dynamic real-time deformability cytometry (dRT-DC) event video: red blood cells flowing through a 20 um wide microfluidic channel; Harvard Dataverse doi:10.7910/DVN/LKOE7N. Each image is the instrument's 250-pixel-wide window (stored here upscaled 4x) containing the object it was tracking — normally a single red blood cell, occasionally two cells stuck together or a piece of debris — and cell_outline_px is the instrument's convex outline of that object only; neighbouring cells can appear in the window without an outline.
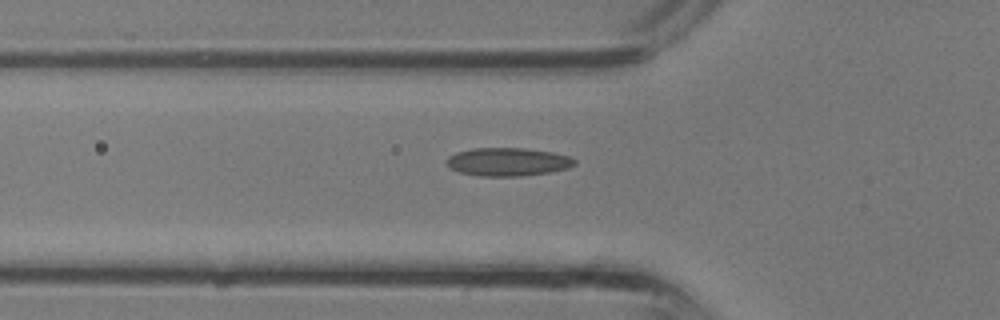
{"species": "common noctule bat (a hibernating species)", "species_latin": "Nyctalus noctula", "temperature_condition": "room temperature", "stored_images_in_passage": 23, "camera_frame_rate_fps": 3000, "um_per_image_px": 0.085, "animal": {"sex": "male", "body_mass_g": 13.3}, "frame": {"image": 1, "passage_image": 2, "time_ms": 0.333, "image_size_px": [1000, 320], "cell_outline_px": [[576, 164], [568, 168], [548, 172], [520, 176], [480, 176], [460, 172], [452, 168], [444, 160], [448, 156], [456, 152], [472, 148], [524, 148], [552, 152], [568, 156], [576, 160]], "centroid_in_image_um": [43.15, 13.75], "position_along_channel_um": 82.7, "area_um2": 20.98}}
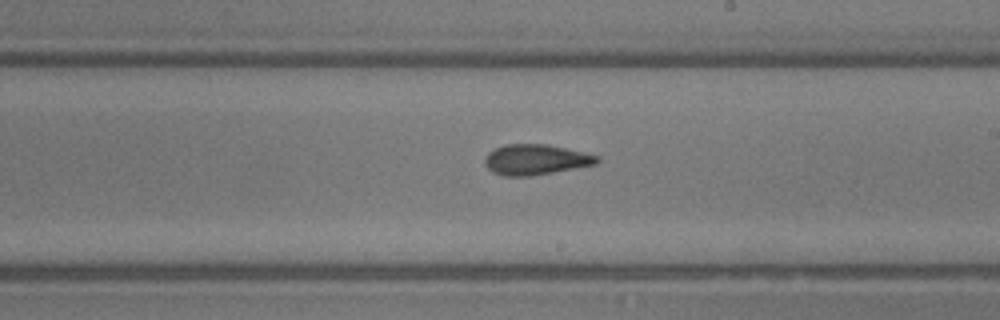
{"frame": {"image": 2, "passage_image": 10, "time_ms": 3.0, "image_size_px": [1000, 320], "cell_outline_px": [[600, 160], [596, 164], [552, 172], [528, 176], [504, 176], [492, 172], [484, 164], [484, 160], [488, 152], [504, 144], [548, 144], [600, 156]], "centroid_in_image_um": [45.51, 13.56], "position_along_channel_um": 243.5, "area_um2": 19.83}}
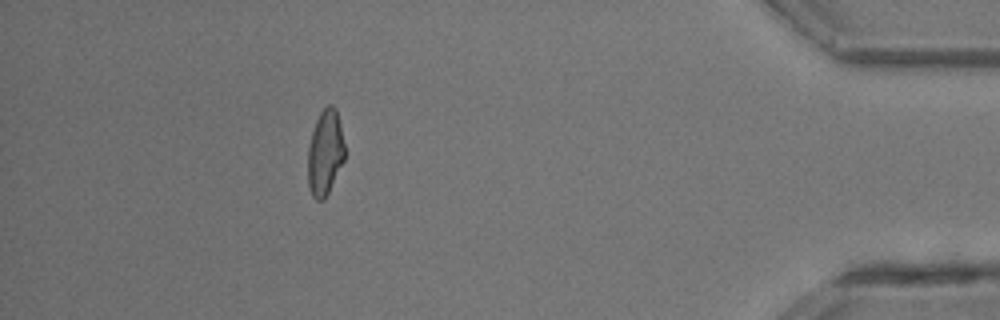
{"frame": {"image": 3, "passage_image": 21, "time_ms": 6.667, "image_size_px": [1000, 320], "cell_outline_px": [[344, 160], [324, 200], [316, 200], [312, 196], [308, 184], [308, 148], [312, 132], [316, 120], [320, 112], [328, 104], [332, 104], [336, 108], [344, 144]], "centroid_in_image_um": [27.62, 12.97], "position_along_channel_um": 407.6, "area_um2": 18.15}}